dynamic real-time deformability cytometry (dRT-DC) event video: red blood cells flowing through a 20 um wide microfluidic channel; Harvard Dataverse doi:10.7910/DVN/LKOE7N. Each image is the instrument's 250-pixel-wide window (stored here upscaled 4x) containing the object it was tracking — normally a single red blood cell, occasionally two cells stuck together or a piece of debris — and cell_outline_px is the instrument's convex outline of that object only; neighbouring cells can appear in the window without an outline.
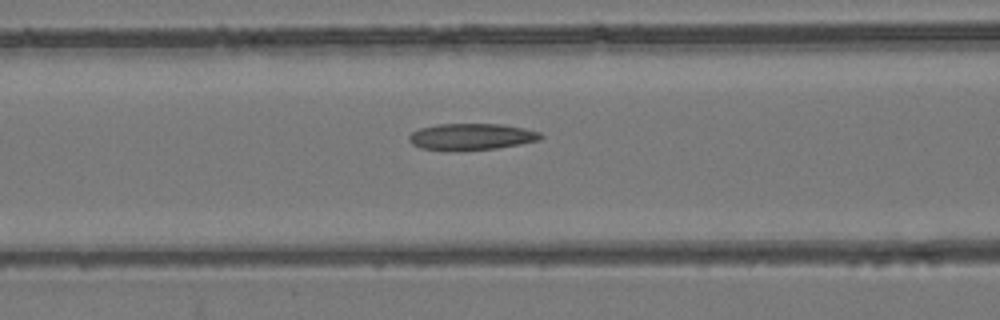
{"species": "common noctule bat (a hibernating species)", "species_latin": "Nyctalus noctula", "temperature_condition": "room temperature", "stored_images_in_passage": 43, "camera_frame_rate_fps": 3000, "um_per_image_px": 0.085, "animal": {"sex": "female", "body_mass_g": 24.6, "forearm_length_mm": 56.2}, "frame": {"image": 1, "passage_image": 12, "time_ms": 3.667, "image_size_px": [1000, 320], "cell_outline_px": [[544, 136], [540, 140], [520, 144], [496, 148], [452, 152], [420, 148], [412, 144], [408, 140], [408, 136], [412, 132], [420, 128], [436, 124], [500, 124], [524, 128], [540, 132]], "centroid_in_image_um": [40.04, 11.63], "position_along_channel_um": 126.6, "area_um2": 20.69}}
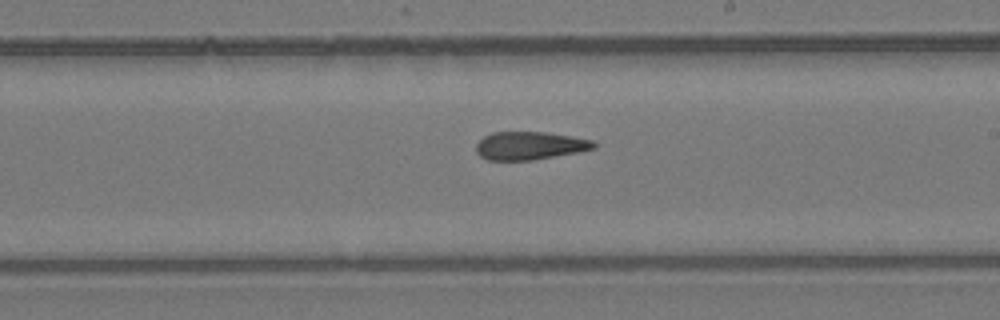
{"frame": {"image": 2, "passage_image": 21, "time_ms": 6.667, "image_size_px": [1000, 320], "cell_outline_px": [[596, 148], [576, 152], [532, 160], [488, 160], [480, 156], [476, 152], [476, 144], [484, 136], [492, 132], [544, 132], [572, 136], [596, 140]], "centroid_in_image_um": [45.03, 12.37], "position_along_channel_um": 244.0, "area_um2": 19.25}}
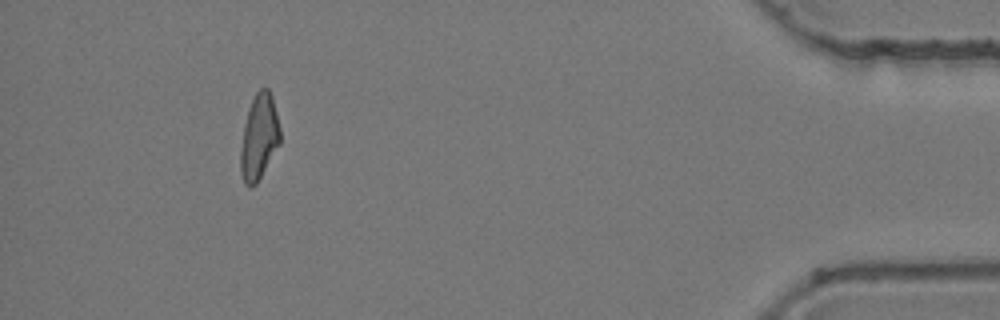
{"frame": {"image": 3, "passage_image": 39, "time_ms": 12.667, "image_size_px": [1000, 320], "cell_outline_px": [[280, 144], [256, 184], [252, 188], [244, 184], [240, 172], [240, 148], [244, 124], [248, 108], [256, 92], [260, 88], [268, 88], [272, 96], [280, 128]], "centroid_in_image_um": [22.01, 11.66], "position_along_channel_um": 413.2, "area_um2": 19.83}, "authors_computed_cell_mechanics": {"area_um2": 20.0566, "velocity_mm_per_s": 3.9271, "shape_relaxation_time_tau1_ms": null, "shape_relaxation_time_tau2_ms": 4.8309, "deformation_change_tau1": null, "deformation_change_tau2": 0.1616}}